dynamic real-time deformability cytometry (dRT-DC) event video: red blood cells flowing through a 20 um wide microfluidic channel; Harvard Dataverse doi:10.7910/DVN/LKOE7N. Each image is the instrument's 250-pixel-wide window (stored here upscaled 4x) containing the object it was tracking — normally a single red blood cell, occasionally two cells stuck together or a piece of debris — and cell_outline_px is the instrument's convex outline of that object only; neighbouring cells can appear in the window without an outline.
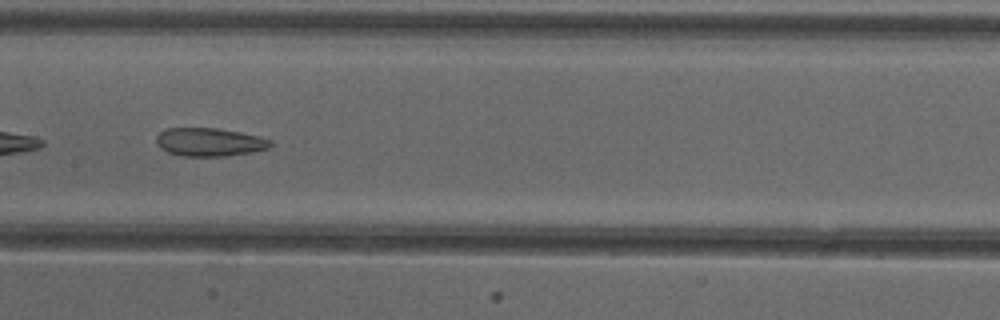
{"species": "common noctule bat (a hibernating species)", "species_latin": "Nyctalus noctula", "temperature_condition": "cold", "stored_images_in_passage": 44, "camera_frame_rate_fps": 3000, "um_per_image_px": 0.085, "animal": {"sex": "female"}, "frame": {"image": 1, "passage_image": 26, "time_ms": 8.333, "image_size_px": [1000, 320], "cell_outline_px": [[272, 144], [268, 148], [252, 152], [224, 156], [180, 156], [168, 152], [160, 148], [156, 144], [156, 136], [164, 128], [216, 128], [240, 132], [260, 136], [272, 140]], "centroid_in_image_um": [17.78, 12.07], "position_along_channel_um": 189.6, "area_um2": 18.96}}
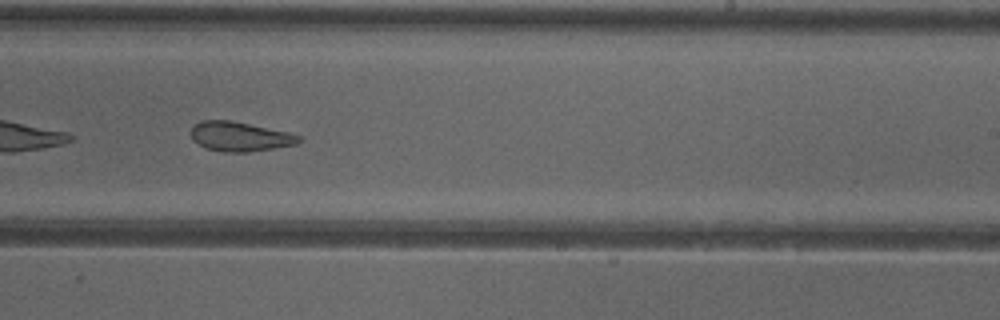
{"frame": {"image": 2, "passage_image": 32, "time_ms": 10.333, "image_size_px": [1000, 320], "cell_outline_px": [[304, 140], [296, 144], [248, 152], [224, 152], [204, 148], [196, 144], [192, 140], [192, 124], [200, 120], [228, 120], [288, 132], [300, 136]], "centroid_in_image_um": [20.34, 11.61], "position_along_channel_um": 268.7, "area_um2": 18.55}, "authors_computed_cell_mechanics": {"area_um2": 20.9525, "velocity_mm_per_s": 3.9765, "shape_relaxation_time_tau1_ms": null, "shape_relaxation_time_tau2_ms": 2.9976, "deformation_change_tau1": null, "deformation_change_tau2": 0.1189}}